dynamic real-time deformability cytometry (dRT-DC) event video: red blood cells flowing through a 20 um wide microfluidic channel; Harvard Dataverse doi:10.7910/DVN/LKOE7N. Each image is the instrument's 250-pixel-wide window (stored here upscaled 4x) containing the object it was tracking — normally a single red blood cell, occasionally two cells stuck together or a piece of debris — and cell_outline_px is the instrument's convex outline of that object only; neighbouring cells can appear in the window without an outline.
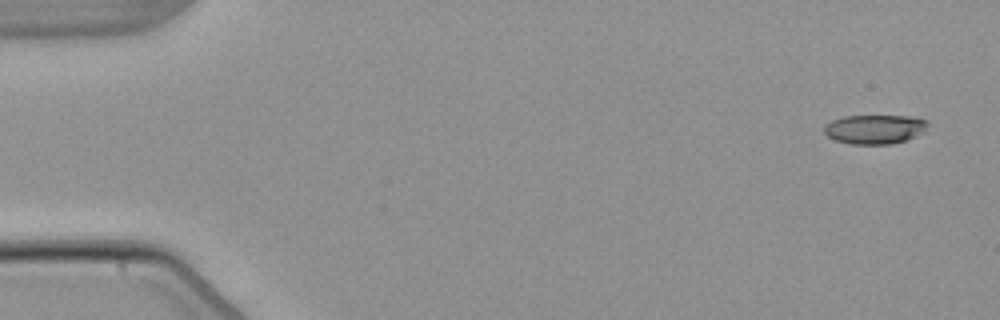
{"species": "common noctule bat (a hibernating species)", "species_latin": "Nyctalus noctula", "temperature_condition": "warm", "stored_images_in_passage": 5, "segment_of_instrument_passage": [1, 2], "camera_frame_rate_fps": 3000, "um_per_image_px": 0.085, "animal": {"sex": "male", "body_mass_g": 21.5, "forearm_length_mm": 52.0}, "frame": {"image": 1, "passage_image": 1, "time_ms": 0.0, "image_size_px": [1000, 320], "cell_outline_px": [[928, 124], [924, 132], [916, 136], [892, 144], [852, 144], [836, 140], [828, 136], [824, 132], [824, 124], [832, 120], [844, 116], [912, 116], [928, 120]], "centroid_in_image_um": [74.36, 10.97], "position_along_channel_um": 10.6, "area_um2": 17.69}}